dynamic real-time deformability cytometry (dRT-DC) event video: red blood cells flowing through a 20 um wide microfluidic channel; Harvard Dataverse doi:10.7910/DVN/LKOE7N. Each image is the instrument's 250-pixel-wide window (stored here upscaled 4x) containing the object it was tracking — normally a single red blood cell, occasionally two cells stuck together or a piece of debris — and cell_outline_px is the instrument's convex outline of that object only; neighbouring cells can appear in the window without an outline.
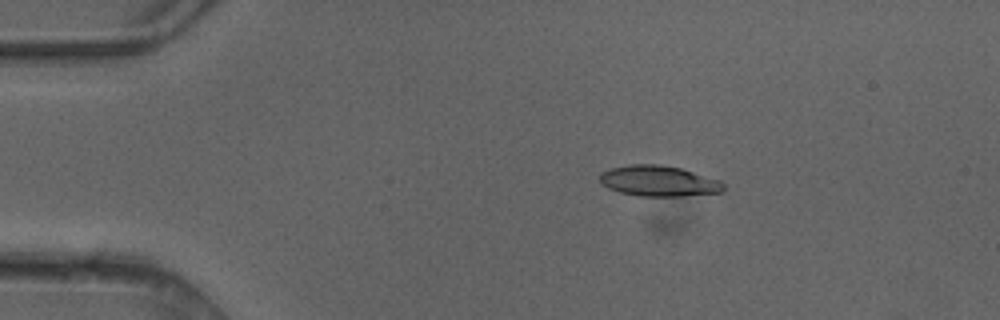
{"species": "common noctule bat (a hibernating species)", "species_latin": "Nyctalus noctula", "temperature_condition": "cold", "stored_images_in_passage": 5, "camera_frame_rate_fps": 3000, "um_per_image_px": 0.085, "animal": {"sex": "female"}, "frame": {"image": 1, "passage_image": 2, "time_ms": 0.333, "image_size_px": [1000, 320], "cell_outline_px": [[724, 192], [680, 196], [640, 196], [620, 192], [608, 188], [600, 184], [600, 172], [612, 168], [628, 164], [660, 164], [680, 168], [720, 180], [724, 184]], "centroid_in_image_um": [55.98, 15.38], "position_along_channel_um": 29.0, "area_um2": 22.2}}
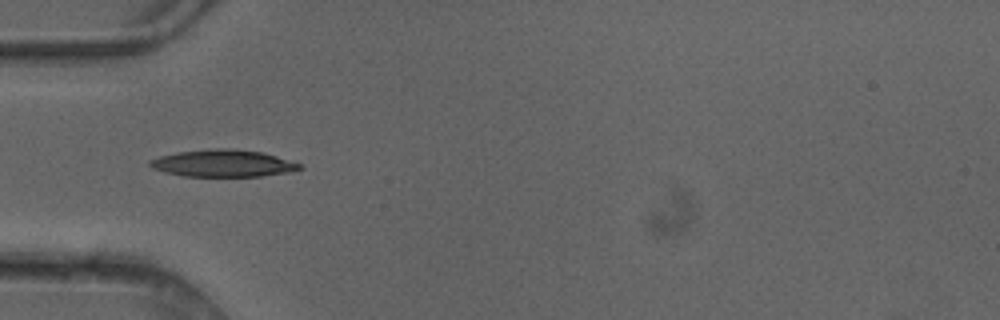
{"frame": {"image": 2, "passage_image": 4, "time_ms": 1.0, "image_size_px": [1000, 320], "cell_outline_px": [[304, 168], [288, 172], [260, 176], [184, 176], [164, 172], [152, 168], [148, 164], [148, 160], [160, 156], [176, 152], [208, 148], [232, 148], [264, 152], [300, 164]], "centroid_in_image_um": [18.92, 13.87], "position_along_channel_um": 66.1, "area_um2": 23.76}}
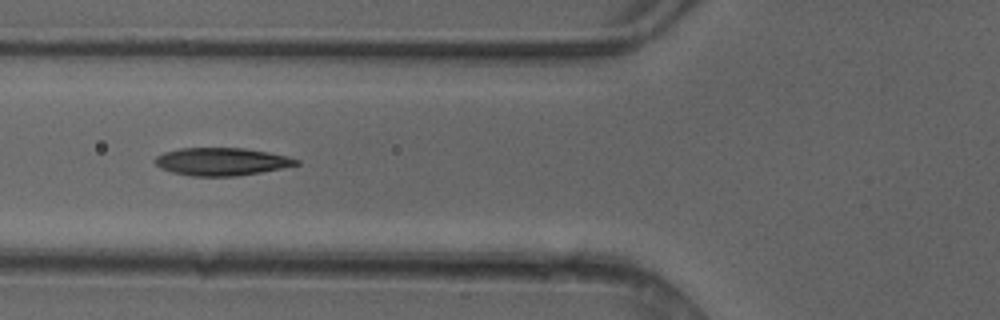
{"frame": {"image": 3, "passage_image": 5, "time_ms": 1.333, "image_size_px": [1000, 320], "cell_outline_px": [[300, 164], [260, 172], [236, 176], [192, 176], [172, 172], [160, 168], [152, 160], [156, 156], [164, 152], [180, 148], [244, 148], [268, 152], [288, 156], [300, 160]], "centroid_in_image_um": [18.81, 13.73], "position_along_channel_um": 107.0, "area_um2": 22.83}}